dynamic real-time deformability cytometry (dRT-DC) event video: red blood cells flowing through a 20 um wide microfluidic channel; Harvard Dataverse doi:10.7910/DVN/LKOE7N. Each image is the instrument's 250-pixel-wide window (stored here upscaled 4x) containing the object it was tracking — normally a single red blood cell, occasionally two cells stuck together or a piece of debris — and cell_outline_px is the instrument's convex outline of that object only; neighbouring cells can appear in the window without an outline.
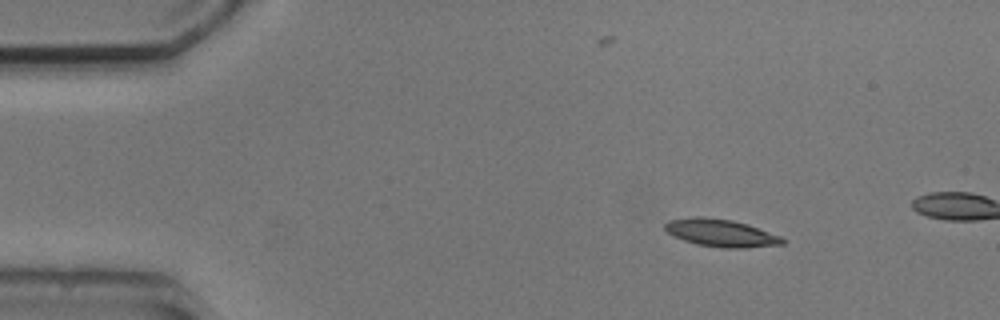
{"species": "common noctule bat (a hibernating species)", "species_latin": "Nyctalus noctula", "temperature_condition": "cold", "stored_images_in_passage": 4, "camera_frame_rate_fps": 3000, "um_per_image_px": 0.085, "animal": {"sex": "male", "body_mass_g": 20.5, "forearm_length_mm": 52.5}, "frame": {"image": 1, "passage_image": 2, "time_ms": 1.0, "image_size_px": [1000, 320], "cell_outline_px": [[788, 240], [784, 244], [744, 248], [720, 248], [696, 244], [684, 240], [668, 232], [664, 228], [664, 224], [668, 220], [696, 216], [704, 216], [732, 220], [748, 224], [780, 236]], "centroid_in_image_um": [61.3, 19.8], "position_along_channel_um": 23.7, "area_um2": 18.96}}